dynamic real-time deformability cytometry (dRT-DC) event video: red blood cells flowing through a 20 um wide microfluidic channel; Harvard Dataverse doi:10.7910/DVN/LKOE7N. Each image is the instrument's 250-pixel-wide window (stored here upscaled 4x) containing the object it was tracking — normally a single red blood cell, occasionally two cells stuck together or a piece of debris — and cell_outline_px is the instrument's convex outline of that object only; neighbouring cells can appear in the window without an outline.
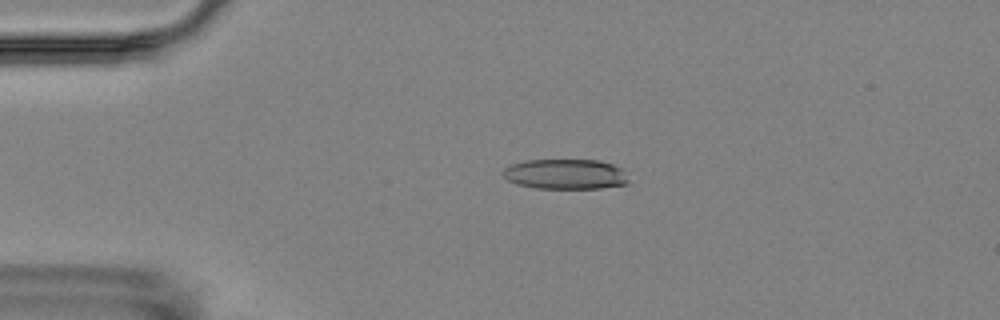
{"species": "Egyptian fruit bat (a non-hibernating species)", "species_latin": "Rousettus aegyptiacus", "temperature_condition": "room temperature", "stored_images_in_passage": 6, "camera_frame_rate_fps": 3000, "um_per_image_px": 0.085, "animal": {"sex": "female"}, "frame": {"image": 1, "passage_image": 4, "time_ms": 3.333, "image_size_px": [1000, 320], "cell_outline_px": [[628, 184], [600, 188], [536, 188], [516, 184], [508, 180], [500, 172], [508, 164], [524, 160], [600, 160], [612, 164], [620, 168], [628, 180]], "centroid_in_image_um": [48.0, 14.79], "position_along_channel_um": 37.0, "area_um2": 22.14}}